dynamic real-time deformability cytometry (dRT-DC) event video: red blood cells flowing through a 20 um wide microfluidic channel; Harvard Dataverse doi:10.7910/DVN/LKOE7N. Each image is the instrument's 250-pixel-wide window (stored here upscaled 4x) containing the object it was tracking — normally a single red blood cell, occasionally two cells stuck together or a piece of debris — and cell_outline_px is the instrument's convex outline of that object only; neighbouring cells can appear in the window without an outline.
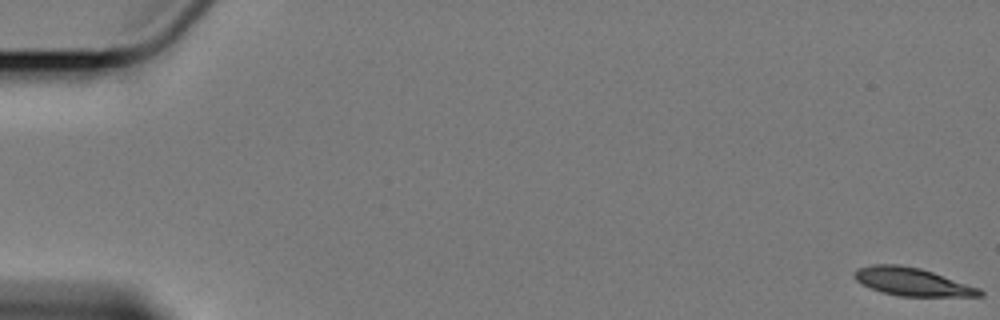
{"species": "Egyptian fruit bat (a non-hibernating species)", "species_latin": "Rousettus aegyptiacus", "temperature_condition": "cold", "stored_images_in_passage": 20, "camera_frame_rate_fps": 3000, "um_per_image_px": 0.085, "animal": {"sex": "female"}, "frame": {"image": 1, "passage_image": 1, "time_ms": 0.0, "image_size_px": [1000, 320], "cell_outline_px": [[984, 296], [900, 296], [880, 292], [860, 284], [852, 276], [852, 272], [860, 268], [872, 264], [896, 264], [920, 268], [980, 288], [984, 292]], "centroid_in_image_um": [77.5, 23.95], "position_along_channel_um": 7.5, "area_um2": 20.46}}